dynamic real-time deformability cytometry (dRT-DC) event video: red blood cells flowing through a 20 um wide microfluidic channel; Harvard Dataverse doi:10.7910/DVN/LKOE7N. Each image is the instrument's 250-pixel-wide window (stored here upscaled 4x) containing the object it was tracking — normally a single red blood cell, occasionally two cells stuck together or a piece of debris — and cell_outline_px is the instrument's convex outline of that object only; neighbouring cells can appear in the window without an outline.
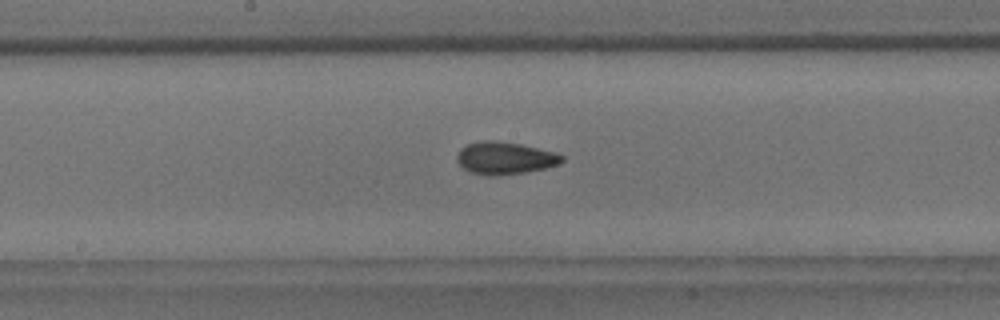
{"species": "common noctule bat (a hibernating species)", "species_latin": "Nyctalus noctula", "temperature_condition": "room temperature", "stored_images_in_passage": 40, "camera_frame_rate_fps": 3000, "um_per_image_px": 0.085, "animal": {"sex": "male", "body_mass_g": 18.8}, "frame": {"image": 1, "passage_image": 22, "time_ms": 7.0, "image_size_px": [1000, 320], "cell_outline_px": [[564, 160], [560, 164], [548, 168], [500, 176], [488, 176], [468, 172], [456, 160], [456, 156], [460, 148], [468, 144], [484, 140], [496, 140], [520, 144], [556, 152], [564, 156]], "centroid_in_image_um": [42.93, 13.45], "position_along_channel_um": 205.3, "area_um2": 20.11}}
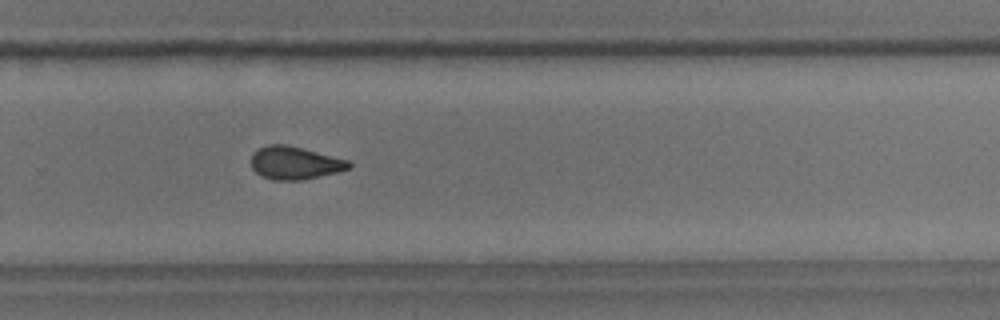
{"frame": {"image": 2, "passage_image": 30, "time_ms": 9.667, "image_size_px": [1000, 320], "cell_outline_px": [[352, 168], [336, 172], [300, 180], [272, 180], [260, 176], [252, 168], [252, 152], [268, 144], [284, 144], [348, 160], [352, 164]], "centroid_in_image_um": [25.03, 13.86], "position_along_channel_um": 304.8, "area_um2": 18.5}}
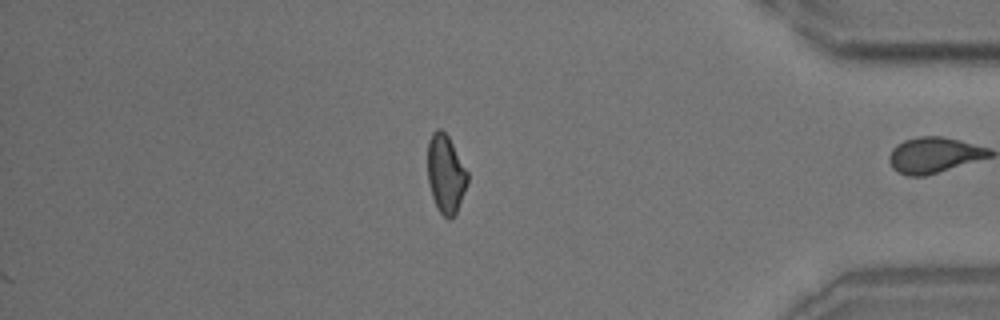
{"frame": {"image": 3, "passage_image": 40, "time_ms": 13.0, "image_size_px": [1000, 320], "cell_outline_px": [[468, 184], [456, 212], [448, 220], [436, 208], [432, 196], [428, 180], [428, 140], [432, 132], [436, 128], [440, 128], [448, 136], [468, 172]], "centroid_in_image_um": [37.88, 14.77], "position_along_channel_um": 397.3, "area_um2": 18.21}, "authors_computed_cell_mechanics": {"area_um2": 19.0451, "velocity_mm_per_s": 3.7417, "shape_relaxation_time_tau1_ms": 6.9114, "shape_relaxation_time_tau2_ms": 4.2536, "deformation_change_tau1": 0.1233, "deformation_change_tau2": 0.0878}}